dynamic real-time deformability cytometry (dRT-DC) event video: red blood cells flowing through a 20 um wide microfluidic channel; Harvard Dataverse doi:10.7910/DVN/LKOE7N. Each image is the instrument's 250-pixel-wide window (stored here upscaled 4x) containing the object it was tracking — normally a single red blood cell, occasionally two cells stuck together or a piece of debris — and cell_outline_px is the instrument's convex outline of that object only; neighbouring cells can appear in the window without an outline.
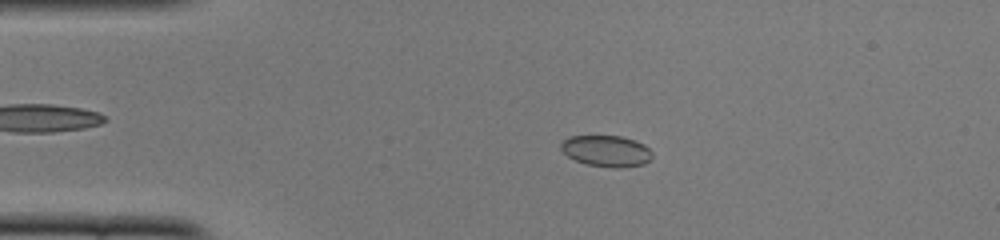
{"species": "common noctule bat (a hibernating species)", "species_latin": "Nyctalus noctula", "temperature_condition": "cold", "stored_images_in_passage": 47, "camera_frame_rate_fps": 3000, "um_per_image_px": 0.085, "animal": {"sex": "female", "body_mass_g": 22.0, "forearm_length_mm": 56.7}, "frame": {"image": 1, "passage_image": 6, "time_ms": 1.667, "image_size_px": [1000, 240], "cell_outline_px": [[652, 156], [644, 164], [620, 168], [612, 168], [588, 164], [576, 160], [568, 156], [560, 148], [560, 144], [564, 140], [572, 136], [620, 136], [636, 140], [644, 144], [652, 152]], "centroid_in_image_um": [51.56, 12.83], "position_along_channel_um": 33.4, "area_um2": 16.53}}
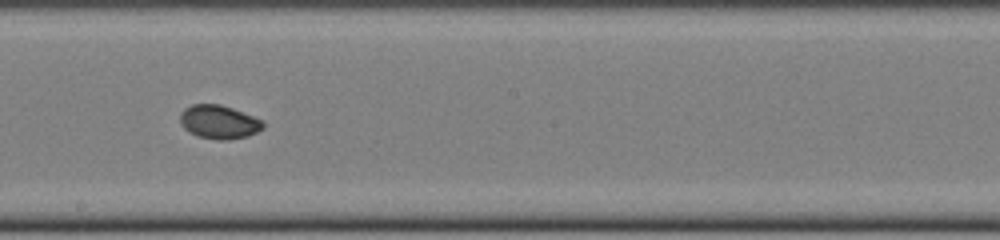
{"frame": {"image": 2, "passage_image": 24, "time_ms": 7.667, "image_size_px": [1000, 240], "cell_outline_px": [[264, 128], [248, 136], [228, 140], [216, 140], [196, 136], [188, 132], [180, 124], [180, 112], [184, 108], [192, 104], [220, 104], [232, 108], [264, 120]], "centroid_in_image_um": [18.6, 10.37], "position_along_channel_um": 229.6, "area_um2": 16.53}}
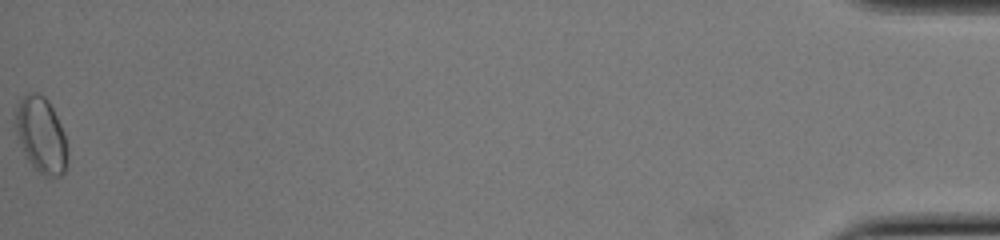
{"frame": {"image": 3, "passage_image": 47, "time_ms": 15.333, "image_size_px": [1000, 240], "cell_outline_px": [[68, 168], [60, 176], [48, 180], [28, 160], [16, 140], [12, 124], [16, 108], [20, 100], [28, 92], [36, 92], [44, 96], [48, 100], [64, 132], [68, 148]], "centroid_in_image_um": [3.48, 11.51], "position_along_channel_um": 431.7, "area_um2": 23.81}, "authors_computed_cell_mechanics": {"area_um2": 16.184, "velocity_mm_per_s": 3.9244, "shape_relaxation_time_tau1_ms": 4.8967, "shape_relaxation_time_tau2_ms": 2.7367, "deformation_change_tau1": 0.1042, "deformation_change_tau2": 0.0344}}